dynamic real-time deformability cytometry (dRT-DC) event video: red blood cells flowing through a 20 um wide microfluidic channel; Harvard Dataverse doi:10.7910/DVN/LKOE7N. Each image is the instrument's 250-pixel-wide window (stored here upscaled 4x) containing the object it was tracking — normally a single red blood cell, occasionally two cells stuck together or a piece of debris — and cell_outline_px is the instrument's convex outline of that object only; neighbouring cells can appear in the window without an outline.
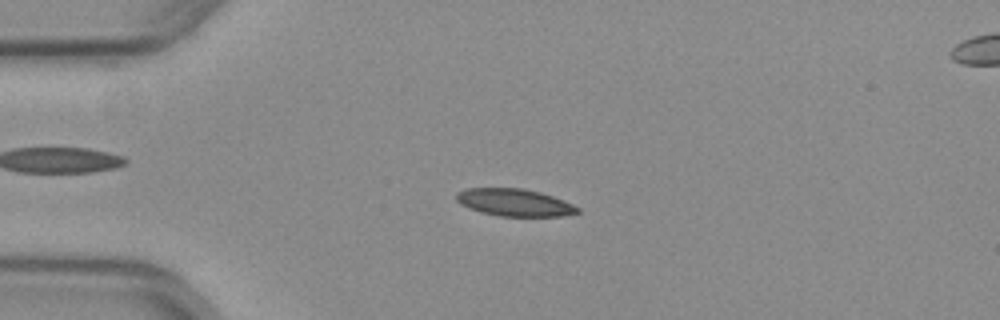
{"species": "common noctule bat (a hibernating species)", "species_latin": "Nyctalus noctula", "temperature_condition": "warm", "stored_images_in_passage": 51, "camera_frame_rate_fps": 3000, "um_per_image_px": 0.085, "animal": {"sex": "female", "body_mass_g": 29.2, "forearm_length_mm": 56.3}, "frame": {"image": 1, "passage_image": 12, "time_ms": 3.667, "image_size_px": [1000, 320], "cell_outline_px": [[580, 212], [560, 216], [500, 216], [480, 212], [468, 208], [460, 204], [456, 200], [456, 192], [468, 188], [520, 188], [540, 192], [564, 200], [580, 208]], "centroid_in_image_um": [43.71, 17.21], "position_along_channel_um": 41.3, "area_um2": 19.31}}
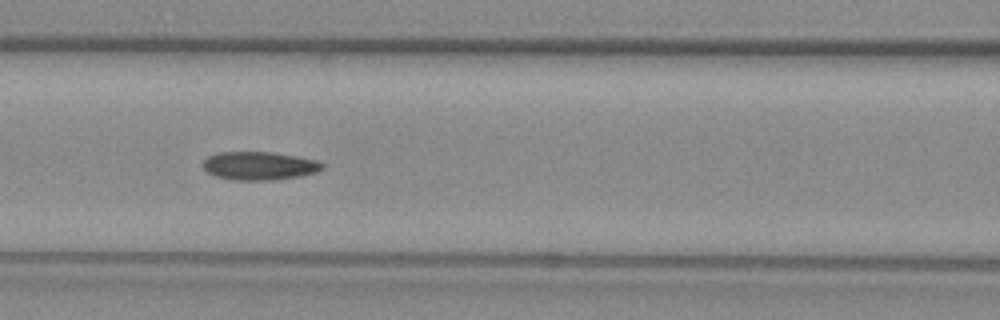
{"frame": {"image": 2, "passage_image": 22, "time_ms": 7.0, "image_size_px": [1000, 320], "cell_outline_px": [[324, 168], [316, 172], [300, 176], [272, 180], [236, 180], [216, 176], [208, 172], [204, 168], [204, 160], [208, 156], [220, 152], [272, 152], [296, 156], [316, 160], [324, 164]], "centroid_in_image_um": [22.06, 14.09], "position_along_channel_um": 144.5, "area_um2": 19.54}}
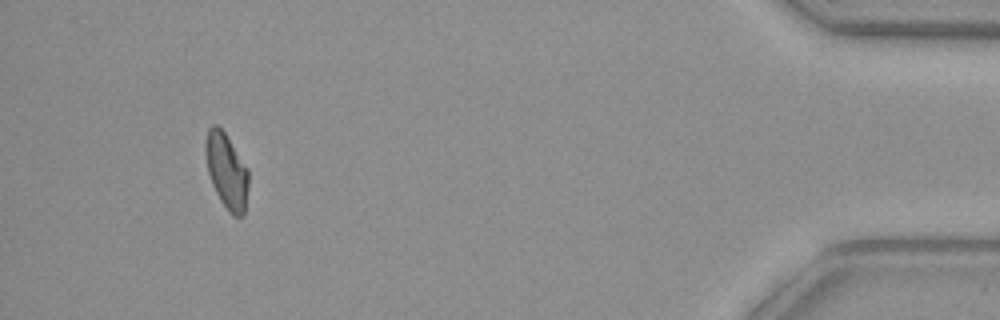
{"frame": {"image": 3, "passage_image": 48, "time_ms": 15.667, "image_size_px": [1000, 320], "cell_outline_px": [[248, 184], [244, 216], [232, 216], [228, 212], [220, 200], [212, 184], [208, 172], [204, 152], [204, 140], [208, 128], [212, 124], [216, 124], [224, 132], [248, 168]], "centroid_in_image_um": [19.24, 14.52], "position_along_channel_um": 416.0, "area_um2": 19.02}, "authors_computed_cell_mechanics": {"area_um2": 19.1896, "velocity_mm_per_s": 3.9585, "shape_relaxation_time_tau1_ms": null, "shape_relaxation_time_tau2_ms": 3.5405, "deformation_change_tau1": null, "deformation_change_tau2": 0.0857}}